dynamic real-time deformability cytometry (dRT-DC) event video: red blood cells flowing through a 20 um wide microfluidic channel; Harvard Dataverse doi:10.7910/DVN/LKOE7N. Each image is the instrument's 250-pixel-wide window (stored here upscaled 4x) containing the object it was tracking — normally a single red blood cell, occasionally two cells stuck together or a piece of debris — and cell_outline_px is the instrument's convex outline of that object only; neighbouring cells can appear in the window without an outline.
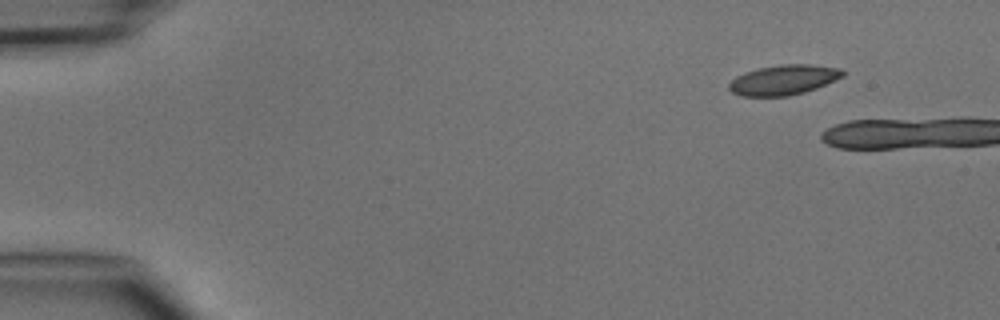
{"species": "common noctule bat (a hibernating species)", "species_latin": "Nyctalus noctula", "temperature_condition": "cold", "stored_images_in_passage": 4, "camera_frame_rate_fps": 3000, "um_per_image_px": 0.085, "animal": {"sex": "male", "body_mass_g": 15.6}, "frame": {"image": 1, "passage_image": 1, "time_ms": 0.0, "image_size_px": [1000, 320], "cell_outline_px": [[848, 72], [844, 76], [816, 88], [804, 92], [788, 96], [740, 96], [732, 92], [728, 88], [728, 84], [736, 76], [744, 72], [760, 68], [780, 64], [812, 64], [840, 68]], "centroid_in_image_um": [66.62, 6.78], "position_along_channel_um": 18.4, "area_um2": 20.0}}